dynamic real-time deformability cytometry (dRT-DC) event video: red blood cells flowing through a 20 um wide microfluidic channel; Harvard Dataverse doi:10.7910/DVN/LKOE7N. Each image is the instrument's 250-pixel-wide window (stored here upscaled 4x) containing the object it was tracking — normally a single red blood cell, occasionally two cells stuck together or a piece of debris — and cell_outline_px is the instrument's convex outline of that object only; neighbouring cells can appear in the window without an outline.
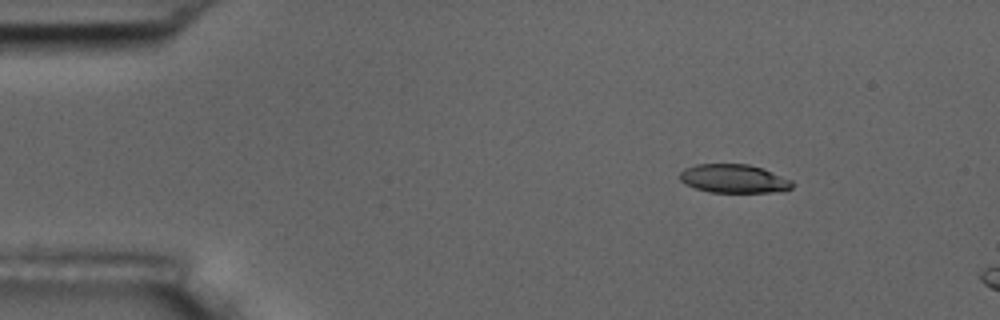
{"species": "common noctule bat (a hibernating species)", "species_latin": "Nyctalus noctula", "temperature_condition": "room temperature", "stored_images_in_passage": 49, "camera_frame_rate_fps": 3000, "um_per_image_px": 0.085, "animal": {"sex": "male", "body_mass_g": 17.5, "forearm_length_mm": 52.3}, "frame": {"image": 1, "passage_image": 1, "time_ms": 0.0, "image_size_px": [1000, 320], "cell_outline_px": [[792, 188], [784, 192], [708, 192], [684, 184], [680, 180], [680, 172], [684, 168], [696, 164], [748, 164], [760, 168], [792, 180]], "centroid_in_image_um": [62.35, 15.19], "position_along_channel_um": 22.6, "area_um2": 18.73}}
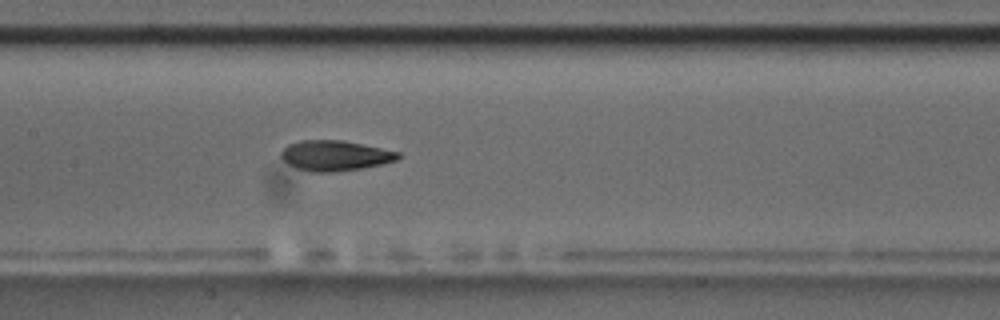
{"frame": {"image": 2, "passage_image": 20, "time_ms": 6.333, "image_size_px": [1000, 320], "cell_outline_px": [[400, 156], [396, 160], [384, 164], [360, 168], [332, 172], [312, 172], [296, 168], [288, 164], [280, 156], [280, 152], [288, 144], [300, 140], [340, 140], [400, 152]], "centroid_in_image_um": [28.44, 13.23], "position_along_channel_um": 179.0, "area_um2": 20.52}}
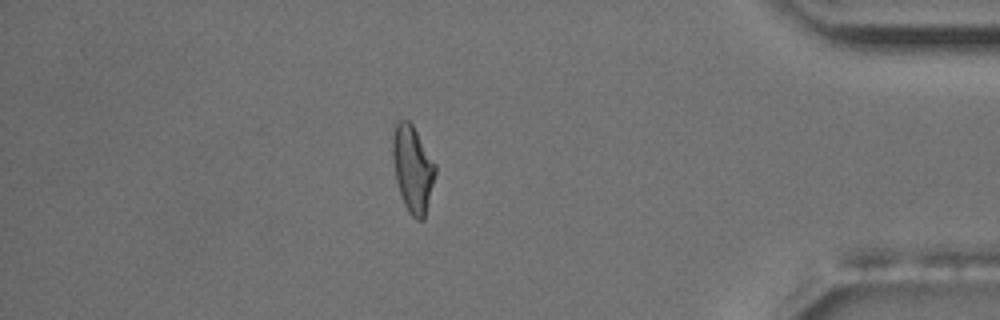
{"frame": {"image": 3, "passage_image": 41, "time_ms": 13.333, "image_size_px": [1000, 320], "cell_outline_px": [[436, 172], [424, 220], [416, 220], [408, 212], [404, 204], [396, 180], [392, 156], [392, 124], [396, 120], [408, 120], [412, 124], [436, 164]], "centroid_in_image_um": [35.06, 14.31], "position_along_channel_um": 400.1, "area_um2": 21.73}, "authors_computed_cell_mechanics": {"area_um2": 20.7502, "velocity_mm_per_s": 3.6993, "shape_relaxation_time_tau1_ms": 4.3716, "shape_relaxation_time_tau2_ms": 2.2876, "deformation_change_tau1": 0.1473, "deformation_change_tau2": 0.0933}}